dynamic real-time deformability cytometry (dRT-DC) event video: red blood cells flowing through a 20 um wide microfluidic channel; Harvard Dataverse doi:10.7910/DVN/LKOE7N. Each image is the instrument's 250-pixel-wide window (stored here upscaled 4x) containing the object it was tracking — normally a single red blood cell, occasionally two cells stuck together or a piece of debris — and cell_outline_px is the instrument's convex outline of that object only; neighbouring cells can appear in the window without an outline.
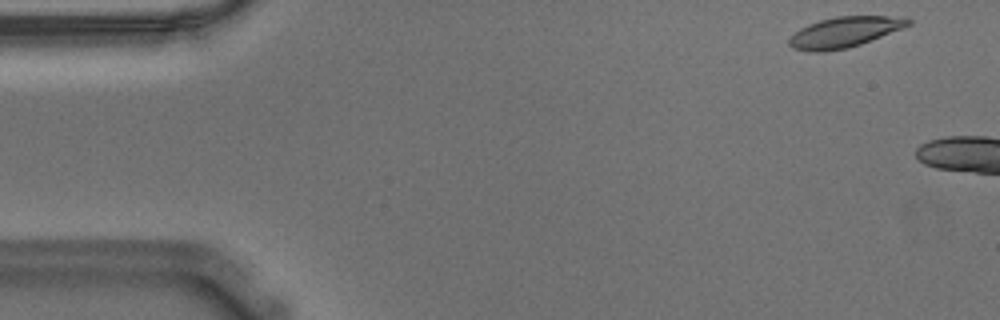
{"species": "Egyptian fruit bat (a non-hibernating species)", "species_latin": "Rousettus aegyptiacus", "temperature_condition": "warm", "stored_images_in_passage": 6, "camera_frame_rate_fps": 3000, "um_per_image_px": 0.085, "animal": {"sex": "male"}, "frame": {"image": 1, "passage_image": 2, "time_ms": 0.333, "image_size_px": [1000, 320], "cell_outline_px": [[912, 24], [904, 28], [860, 44], [848, 48], [824, 52], [812, 52], [792, 48], [788, 44], [788, 40], [800, 28], [808, 24], [820, 20], [836, 16], [904, 16], [912, 20]], "centroid_in_image_um": [71.81, 2.73], "position_along_channel_um": 13.2, "area_um2": 21.33}}